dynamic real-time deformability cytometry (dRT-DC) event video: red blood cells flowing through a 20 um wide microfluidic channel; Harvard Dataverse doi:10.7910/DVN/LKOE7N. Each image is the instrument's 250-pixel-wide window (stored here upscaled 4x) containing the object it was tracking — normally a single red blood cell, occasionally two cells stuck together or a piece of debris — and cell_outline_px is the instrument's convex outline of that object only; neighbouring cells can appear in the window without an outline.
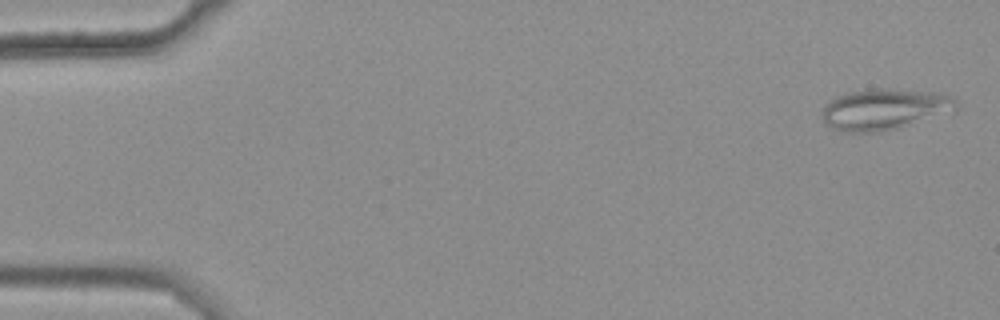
{"species": "common noctule bat (a hibernating species)", "species_latin": "Nyctalus noctula", "temperature_condition": "warm", "stored_images_in_passage": 49, "camera_frame_rate_fps": 3000, "um_per_image_px": 0.085, "animal": {"sex": "female", "body_mass_g": 25.1}, "frame": {"image": 1, "passage_image": 2, "time_ms": 0.333, "image_size_px": [1000, 320], "cell_outline_px": [[956, 112], [896, 128], [880, 132], [844, 132], [832, 128], [824, 120], [824, 104], [848, 92], [876, 88], [884, 88], [928, 92], [948, 96], [956, 100]], "centroid_in_image_um": [75.2, 9.3], "position_along_channel_um": 9.8, "area_um2": 31.67}}
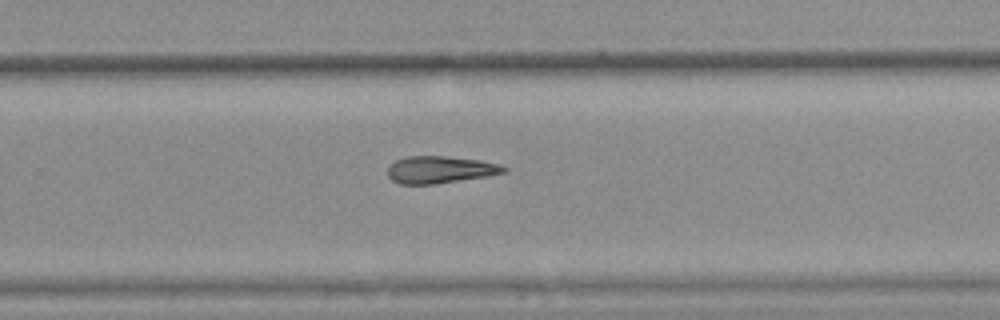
{"frame": {"image": 2, "passage_image": 36, "time_ms": 11.667, "image_size_px": [1000, 320], "cell_outline_px": [[508, 172], [488, 176], [436, 184], [400, 184], [392, 180], [388, 176], [388, 168], [396, 160], [408, 156], [444, 156], [480, 160], [500, 164], [508, 168]], "centroid_in_image_um": [37.45, 14.42], "position_along_channel_um": 292.4, "area_um2": 18.44}}
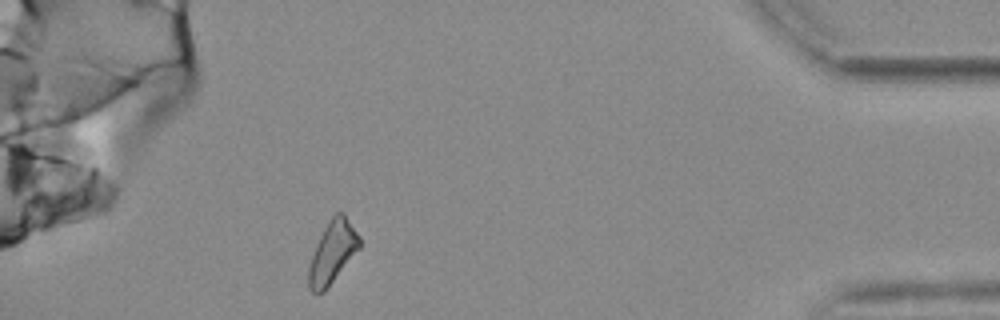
{"frame": {"image": 3, "passage_image": 49, "time_ms": 16.0, "image_size_px": [1000, 320], "cell_outline_px": [[360, 248], [328, 288], [324, 292], [316, 296], [308, 288], [308, 268], [316, 244], [324, 228], [332, 216], [336, 212], [344, 212], [360, 236]], "centroid_in_image_um": [28.26, 21.47], "position_along_channel_um": 406.9, "area_um2": 18.61}}